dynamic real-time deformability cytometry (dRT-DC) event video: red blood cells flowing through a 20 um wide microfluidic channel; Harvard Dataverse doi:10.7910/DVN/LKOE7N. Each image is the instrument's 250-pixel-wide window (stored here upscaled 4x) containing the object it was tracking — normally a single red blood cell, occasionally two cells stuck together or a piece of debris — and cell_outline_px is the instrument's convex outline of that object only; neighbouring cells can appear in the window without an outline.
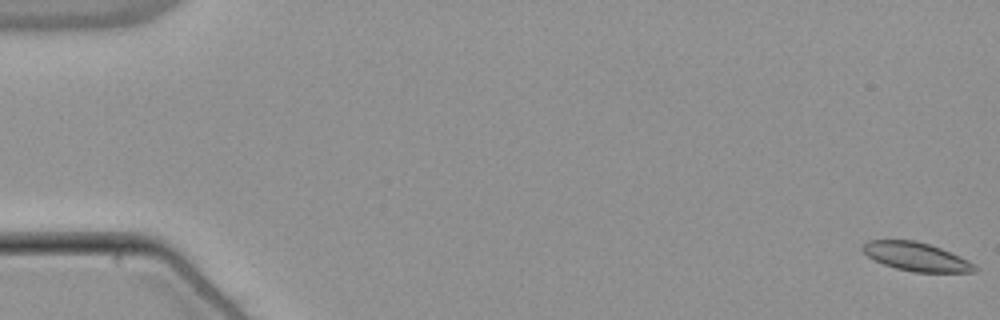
{"species": "common noctule bat (a hibernating species)", "species_latin": "Nyctalus noctula", "temperature_condition": "warm", "stored_images_in_passage": 18, "camera_frame_rate_fps": 3000, "um_per_image_px": 0.085, "animal": {"sex": "male", "body_mass_g": 21.5, "forearm_length_mm": 52.0}, "frame": {"image": 1, "passage_image": 1, "time_ms": 0.0, "image_size_px": [1000, 320], "cell_outline_px": [[976, 272], [912, 272], [896, 268], [884, 264], [868, 256], [860, 248], [868, 240], [916, 240], [940, 248], [960, 256], [968, 260], [976, 268]], "centroid_in_image_um": [77.86, 21.81], "position_along_channel_um": 7.1, "area_um2": 18.44}}